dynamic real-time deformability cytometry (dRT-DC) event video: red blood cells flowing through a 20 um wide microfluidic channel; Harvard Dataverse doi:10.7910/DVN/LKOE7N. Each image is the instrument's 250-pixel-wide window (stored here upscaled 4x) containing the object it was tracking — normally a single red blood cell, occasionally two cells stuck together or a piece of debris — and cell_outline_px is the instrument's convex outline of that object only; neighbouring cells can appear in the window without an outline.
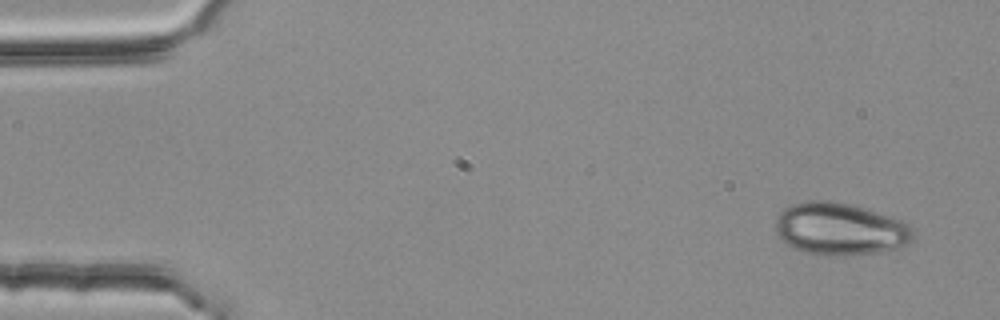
{"species": "common noctule bat (a hibernating species)", "species_latin": "Nyctalus noctula", "temperature_condition": "room temperature", "stored_images_in_passage": 4, "camera_frame_rate_fps": 3000, "um_per_image_px": 0.085, "animal": {"sex": "female", "body_mass_g": 25.1}, "frame": {"image": 1, "passage_image": 1, "time_ms": 0.0, "image_size_px": [1000, 320], "cell_outline_px": [[912, 240], [908, 244], [896, 248], [880, 252], [804, 252], [788, 244], [776, 232], [776, 220], [780, 212], [784, 208], [792, 204], [808, 200], [832, 200], [848, 204], [892, 216], [908, 224], [912, 232]], "centroid_in_image_um": [71.4, 19.39], "position_along_channel_um": 13.6, "area_um2": 40.52}}